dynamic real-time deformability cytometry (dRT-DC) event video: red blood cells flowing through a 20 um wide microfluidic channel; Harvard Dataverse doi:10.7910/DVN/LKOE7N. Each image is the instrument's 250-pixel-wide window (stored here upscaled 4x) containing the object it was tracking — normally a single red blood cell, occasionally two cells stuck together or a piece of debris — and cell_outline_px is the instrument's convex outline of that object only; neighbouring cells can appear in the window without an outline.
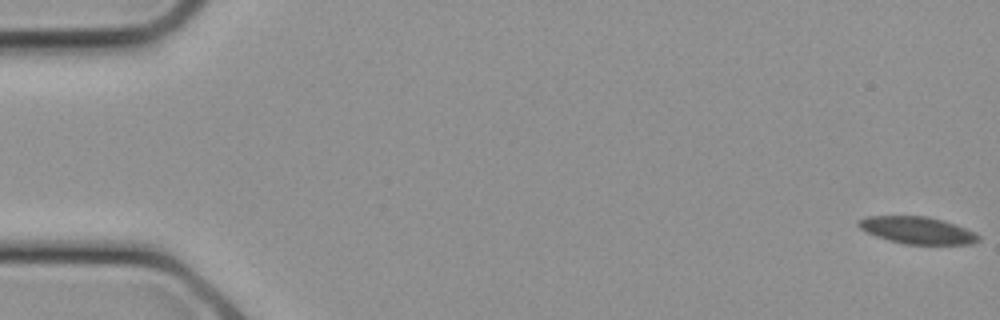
{"species": "common noctule bat (a hibernating species)", "species_latin": "Nyctalus noctula", "temperature_condition": "cold", "stored_images_in_passage": 16, "camera_frame_rate_fps": 3000, "um_per_image_px": 0.085, "animal": {"sex": "female", "body_mass_g": 21.9}, "frame": {"image": 1, "passage_image": 1, "time_ms": 0.0, "image_size_px": [1000, 320], "cell_outline_px": [[980, 240], [972, 244], [904, 244], [888, 240], [876, 236], [860, 228], [856, 224], [856, 220], [868, 216], [924, 216], [944, 220], [976, 232], [980, 236]], "centroid_in_image_um": [77.98, 19.57], "position_along_channel_um": 7.0, "area_um2": 19.02}}
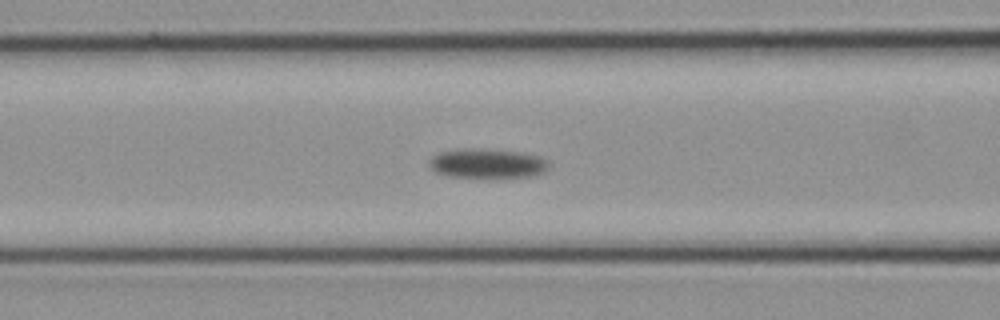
{"frame": {"image": 2, "passage_image": 12, "time_ms": 3.667, "image_size_px": [1000, 320], "cell_outline_px": [[548, 168], [544, 172], [532, 176], [484, 180], [448, 176], [436, 172], [428, 164], [428, 160], [432, 156], [440, 152], [456, 148], [488, 148], [524, 152], [540, 156], [548, 160]], "centroid_in_image_um": [41.42, 13.91], "position_along_channel_um": 125.2, "area_um2": 21.85}}
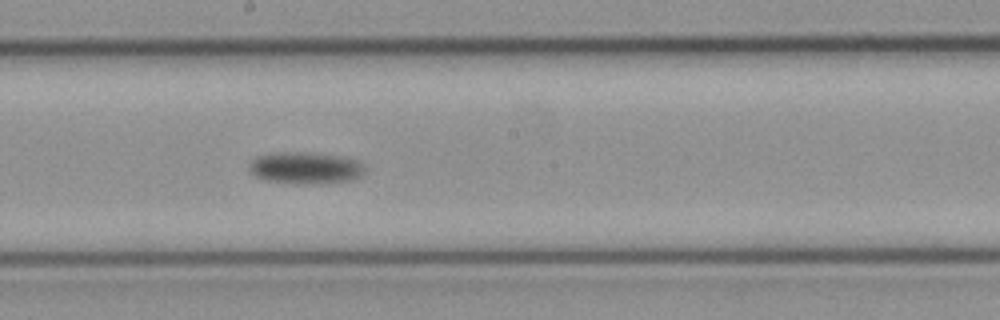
{"frame": {"image": 3, "passage_image": 16, "time_ms": 5.0, "image_size_px": [1000, 320], "cell_outline_px": [[368, 172], [352, 180], [328, 184], [296, 184], [264, 180], [252, 176], [248, 172], [248, 164], [256, 156], [272, 152], [308, 152], [348, 156], [360, 160], [364, 164]], "centroid_in_image_um": [26.0, 14.27], "position_along_channel_um": 222.2, "area_um2": 22.66}}